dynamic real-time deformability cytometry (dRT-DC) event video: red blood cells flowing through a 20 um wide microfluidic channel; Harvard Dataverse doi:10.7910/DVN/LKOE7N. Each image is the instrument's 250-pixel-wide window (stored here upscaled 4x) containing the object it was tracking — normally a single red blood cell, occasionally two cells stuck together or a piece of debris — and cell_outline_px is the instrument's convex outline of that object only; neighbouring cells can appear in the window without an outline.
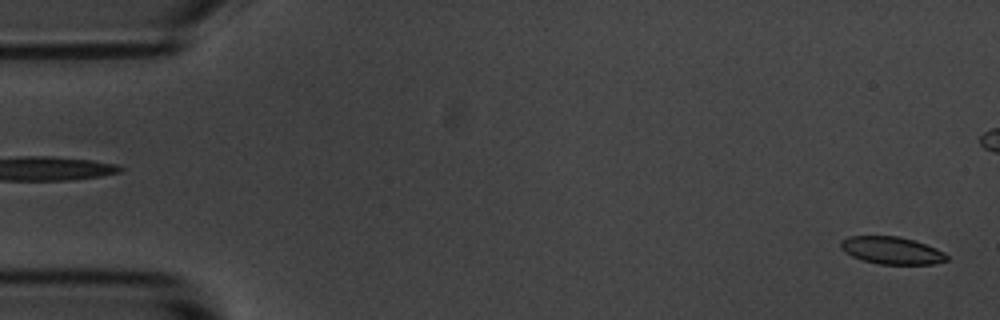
{"species": "common noctule bat (a hibernating species)", "species_latin": "Nyctalus noctula", "temperature_condition": "room temperature", "stored_images_in_passage": 2, "segment_of_instrument_passage": [2, 2], "camera_frame_rate_fps": 3000, "um_per_image_px": 0.085, "animal": {"sex": "male", "body_mass_g": 20.1, "forearm_length_mm": 53.5}, "frame": {"image": 1, "passage_image": 2, "time_ms": 1.333, "image_size_px": [1000, 320], "cell_outline_px": [[948, 260], [932, 264], [880, 264], [864, 260], [852, 256], [844, 252], [840, 248], [840, 240], [848, 236], [900, 236], [916, 240], [936, 248], [944, 252], [948, 256]], "centroid_in_image_um": [75.79, 21.27], "position_along_channel_um": 9.2, "area_um2": 17.05}}